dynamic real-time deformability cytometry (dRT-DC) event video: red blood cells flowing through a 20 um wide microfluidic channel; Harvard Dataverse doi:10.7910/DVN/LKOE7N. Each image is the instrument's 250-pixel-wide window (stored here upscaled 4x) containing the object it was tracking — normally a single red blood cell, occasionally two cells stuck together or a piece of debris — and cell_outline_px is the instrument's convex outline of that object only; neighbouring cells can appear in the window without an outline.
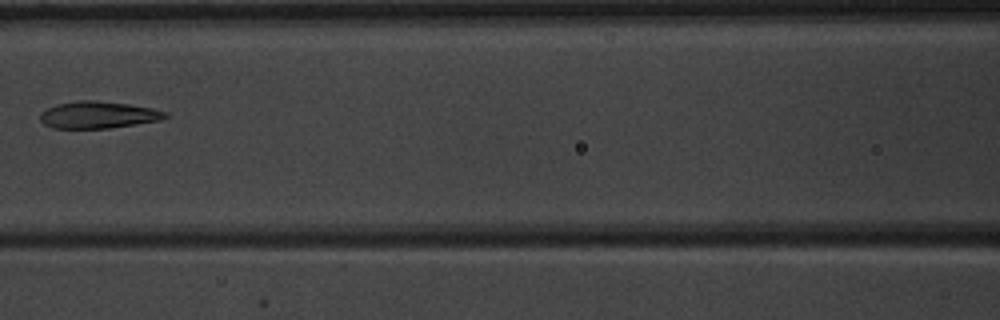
{"species": "common noctule bat (a hibernating species)", "species_latin": "Nyctalus noctula", "temperature_condition": "warm", "stored_images_in_passage": 7, "camera_frame_rate_fps": 3000, "um_per_image_px": 0.085, "animal": {"sex": "male", "body_mass_g": 20.1, "forearm_length_mm": 53.5}, "frame": {"image": 1, "passage_image": 7, "time_ms": 7.0, "image_size_px": [1000, 320], "cell_outline_px": [[168, 116], [160, 120], [136, 124], [108, 128], [52, 128], [44, 124], [40, 120], [40, 112], [56, 104], [80, 100], [96, 100], [128, 104], [152, 108], [168, 112]], "centroid_in_image_um": [8.33, 9.76], "position_along_channel_um": 158.3, "area_um2": 19.65}}